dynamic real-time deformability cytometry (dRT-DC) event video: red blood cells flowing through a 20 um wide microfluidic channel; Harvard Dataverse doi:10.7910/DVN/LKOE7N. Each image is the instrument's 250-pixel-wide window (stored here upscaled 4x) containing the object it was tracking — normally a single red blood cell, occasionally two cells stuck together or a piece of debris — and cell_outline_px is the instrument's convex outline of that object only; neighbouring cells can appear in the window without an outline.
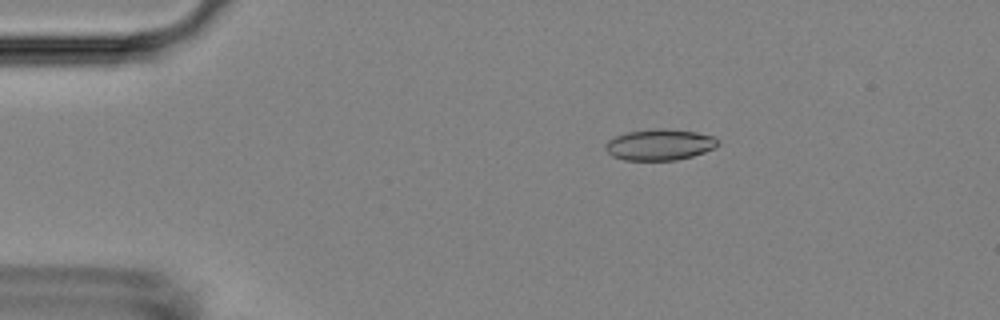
{"species": "Egyptian fruit bat (a non-hibernating species)", "species_latin": "Rousettus aegyptiacus", "temperature_condition": "room temperature", "stored_images_in_passage": 54, "camera_frame_rate_fps": 3000, "um_per_image_px": 0.085, "animal": {"sex": "female"}, "frame": {"image": 1, "passage_image": 10, "time_ms": 3.0, "image_size_px": [1000, 320], "cell_outline_px": [[720, 144], [716, 148], [692, 156], [676, 160], [624, 160], [612, 156], [604, 148], [604, 144], [608, 140], [616, 136], [628, 132], [656, 128], [664, 128], [696, 132], [712, 136], [720, 140]], "centroid_in_image_um": [56.08, 12.3], "position_along_channel_um": 28.9, "area_um2": 20.52}}
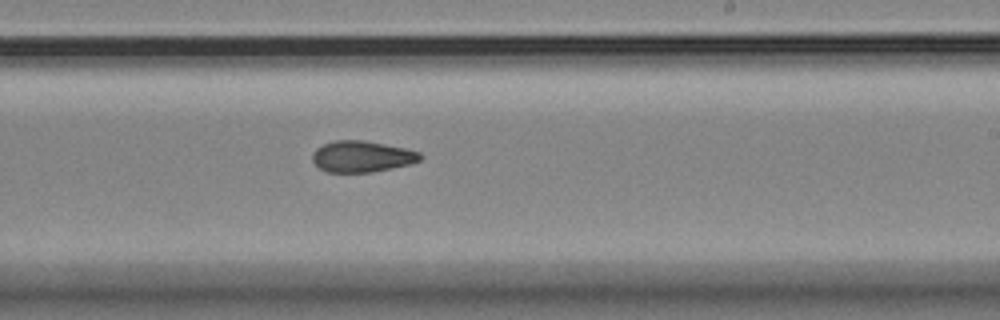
{"frame": {"image": 2, "passage_image": 33, "time_ms": 10.667, "image_size_px": [1000, 320], "cell_outline_px": [[424, 156], [420, 160], [412, 164], [372, 172], [328, 172], [320, 168], [312, 160], [312, 152], [316, 148], [324, 144], [336, 140], [364, 140], [404, 148], [420, 152]], "centroid_in_image_um": [30.78, 13.3], "position_along_channel_um": 258.2, "area_um2": 19.65}}
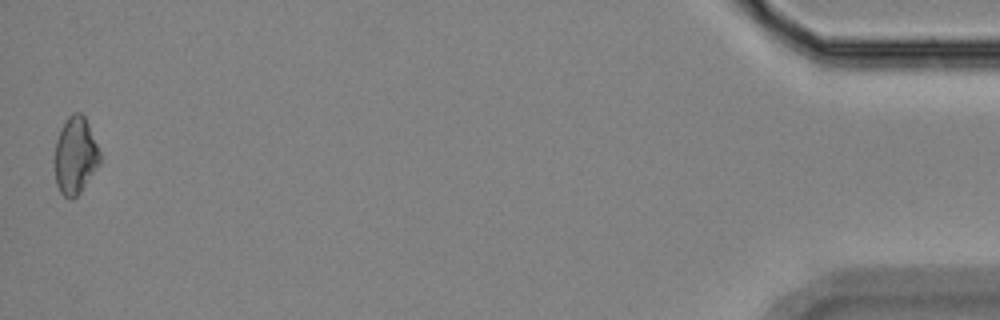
{"frame": {"image": 3, "passage_image": 54, "time_ms": 17.667, "image_size_px": [1000, 320], "cell_outline_px": [[100, 164], [80, 192], [72, 200], [64, 196], [60, 192], [56, 184], [56, 140], [64, 120], [72, 112], [80, 112], [84, 116], [88, 124], [100, 152]], "centroid_in_image_um": [6.41, 13.21], "position_along_channel_um": 428.8, "area_um2": 20.11}, "authors_computed_cell_mechanics": {"area_um2": 20.1144, "velocity_mm_per_s": 3.701, "shape_relaxation_time_tau1_ms": 4.7596, "shape_relaxation_time_tau2_ms": 8.8245, "deformation_change_tau1": 0.1001, "deformation_change_tau2": 0.1556}}